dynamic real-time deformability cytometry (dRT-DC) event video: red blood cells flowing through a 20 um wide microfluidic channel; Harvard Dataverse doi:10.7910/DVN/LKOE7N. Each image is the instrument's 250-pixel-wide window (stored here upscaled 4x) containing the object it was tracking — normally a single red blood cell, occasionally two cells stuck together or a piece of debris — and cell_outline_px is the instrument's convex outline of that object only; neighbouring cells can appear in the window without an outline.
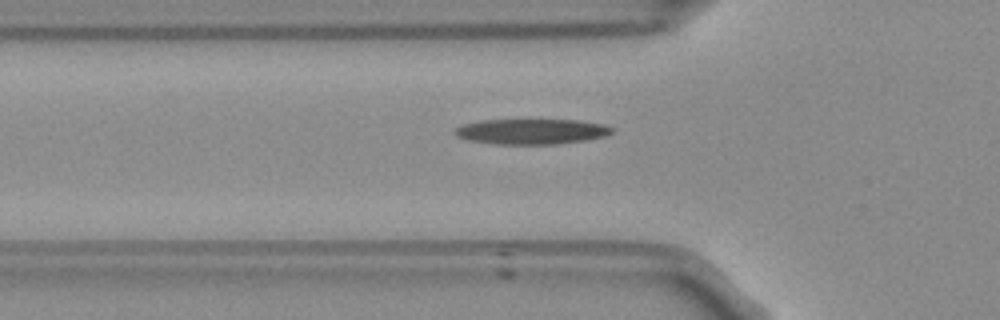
{"species": "Egyptian fruit bat (a non-hibernating species)", "species_latin": "Rousettus aegyptiacus", "temperature_condition": "room temperature", "stored_images_in_passage": 39, "camera_frame_rate_fps": 3000, "um_per_image_px": 0.085, "frame": {"image": 1, "passage_image": 9, "time_ms": 2.667, "image_size_px": [1000, 320], "cell_outline_px": [[612, 132], [604, 136], [584, 140], [552, 144], [496, 144], [468, 140], [456, 136], [452, 132], [456, 128], [464, 124], [480, 120], [580, 120], [604, 124], [612, 128]], "centroid_in_image_um": [45.14, 11.17], "position_along_channel_um": 80.7, "area_um2": 23.06}}
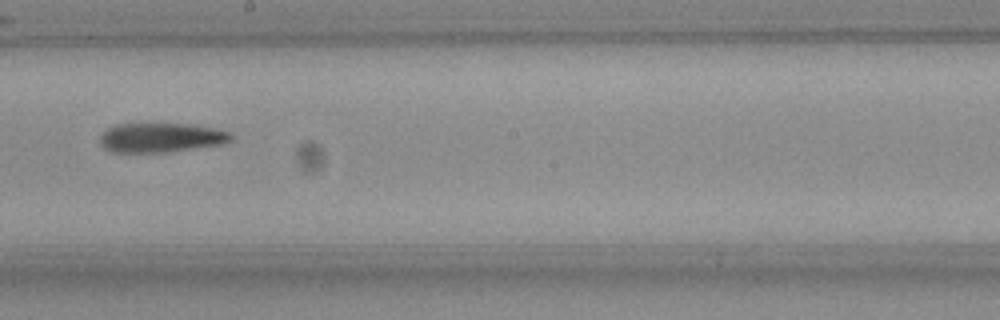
{"frame": {"image": 2, "passage_image": 21, "time_ms": 6.667, "image_size_px": [1000, 320], "cell_outline_px": [[236, 136], [232, 140], [224, 144], [168, 152], [112, 152], [104, 148], [100, 144], [100, 136], [108, 128], [116, 124], [188, 124], [216, 128], [232, 132]], "centroid_in_image_um": [13.75, 11.7], "position_along_channel_um": 234.4, "area_um2": 22.66}}
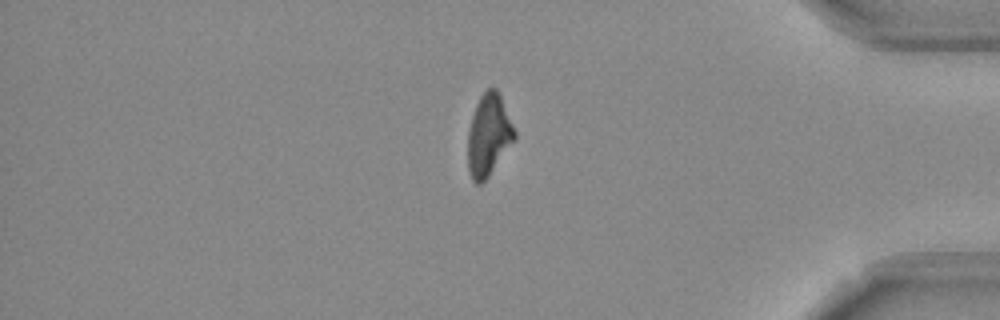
{"frame": {"image": 3, "passage_image": 36, "time_ms": 11.667, "image_size_px": [1000, 320], "cell_outline_px": [[516, 140], [488, 176], [480, 184], [476, 184], [472, 180], [468, 168], [468, 132], [472, 116], [476, 104], [480, 96], [488, 88], [496, 88], [500, 96], [516, 132]], "centroid_in_image_um": [41.54, 11.5], "position_along_channel_um": 393.7, "area_um2": 22.08}, "authors_computed_cell_mechanics": {"area_um2": 23.1778, "velocity_mm_per_s": 3.8148, "shape_relaxation_time_tau1_ms": 8.8636, "shape_relaxation_time_tau2_ms": null, "deformation_change_tau1": 0.2597, "deformation_change_tau2": null}}